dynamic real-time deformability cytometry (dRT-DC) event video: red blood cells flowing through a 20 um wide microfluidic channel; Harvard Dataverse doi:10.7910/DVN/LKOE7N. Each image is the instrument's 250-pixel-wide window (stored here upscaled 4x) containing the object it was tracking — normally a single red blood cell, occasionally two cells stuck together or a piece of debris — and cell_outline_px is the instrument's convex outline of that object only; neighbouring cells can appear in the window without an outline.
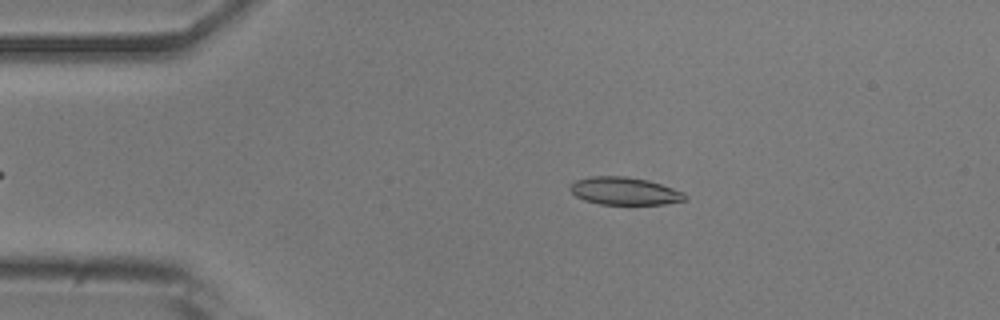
{"species": "common noctule bat (a hibernating species)", "species_latin": "Nyctalus noctula", "temperature_condition": "room temperature", "stored_images_in_passage": 39, "camera_frame_rate_fps": 3000, "um_per_image_px": 0.085, "animal": {"sex": "male", "body_mass_g": 20.5, "forearm_length_mm": 52.5}, "frame": {"image": 1, "passage_image": 4, "time_ms": 1.0, "image_size_px": [1000, 320], "cell_outline_px": [[688, 200], [664, 204], [600, 204], [584, 200], [576, 196], [568, 188], [576, 180], [592, 176], [624, 176], [648, 180], [684, 192], [688, 196]], "centroid_in_image_um": [53.11, 16.24], "position_along_channel_um": 31.9, "area_um2": 18.5}}
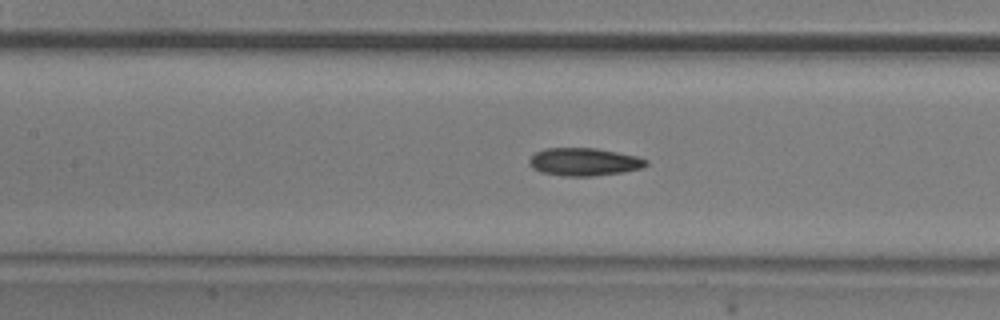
{"frame": {"image": 2, "passage_image": 17, "time_ms": 5.333, "image_size_px": [1000, 320], "cell_outline_px": [[648, 164], [644, 168], [624, 172], [592, 176], [564, 176], [540, 172], [532, 168], [528, 164], [528, 160], [536, 152], [544, 148], [596, 148], [636, 156], [648, 160]], "centroid_in_image_um": [49.64, 13.76], "position_along_channel_um": 157.8, "area_um2": 19.07}}
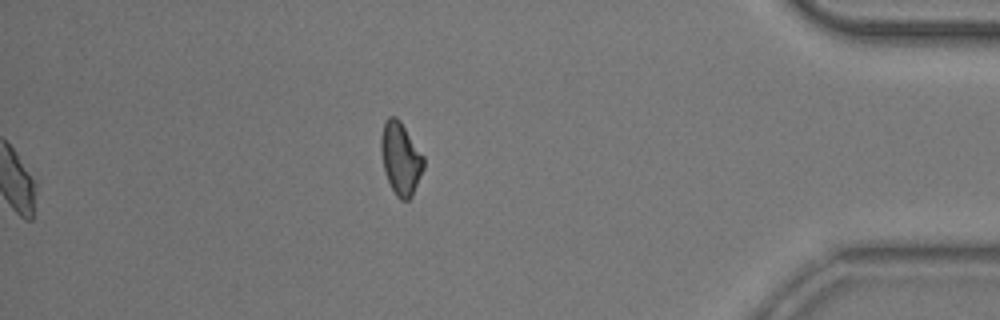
{"frame": {"image": 3, "passage_image": 39, "time_ms": 12.667, "image_size_px": [1000, 320], "cell_outline_px": [[424, 168], [412, 196], [408, 200], [400, 200], [396, 196], [388, 180], [384, 168], [380, 152], [380, 136], [384, 120], [388, 116], [396, 116], [400, 120], [424, 156]], "centroid_in_image_um": [34.04, 13.44], "position_along_channel_um": 401.2, "area_um2": 18.15}, "authors_computed_cell_mechanics": {"area_um2": 18.5538, "velocity_mm_per_s": 3.8737, "shape_relaxation_time_tau1_ms": 6.73, "shape_relaxation_time_tau2_ms": 2.5922, "deformation_change_tau1": 0.1416, "deformation_change_tau2": 0.0866}}